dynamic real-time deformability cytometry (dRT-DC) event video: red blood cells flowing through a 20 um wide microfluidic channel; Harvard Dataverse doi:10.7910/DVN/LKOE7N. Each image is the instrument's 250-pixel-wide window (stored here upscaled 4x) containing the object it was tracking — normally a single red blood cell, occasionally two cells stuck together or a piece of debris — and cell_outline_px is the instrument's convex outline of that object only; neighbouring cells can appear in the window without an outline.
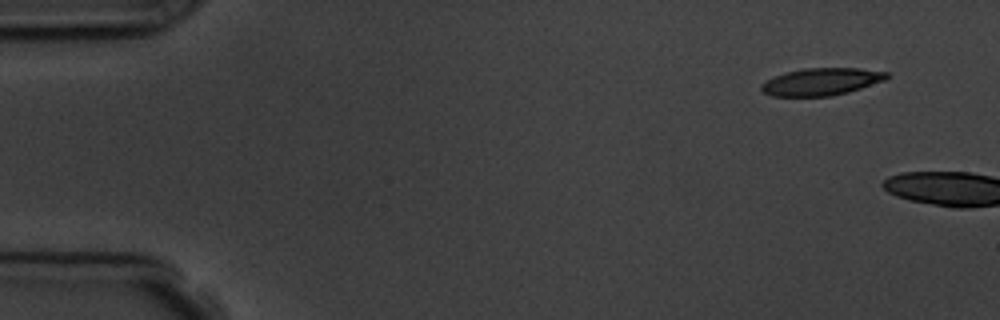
{"species": "common noctule bat (a hibernating species)", "species_latin": "Nyctalus noctula", "temperature_condition": "room temperature", "stored_images_in_passage": 2, "camera_frame_rate_fps": 3000, "um_per_image_px": 0.085, "animal": {"sex": "male", "body_mass_g": 19.5, "forearm_length_mm": 54.6}, "frame": {"image": 1, "passage_image": 1, "time_ms": 0.0, "image_size_px": [1000, 320], "cell_outline_px": [[892, 76], [884, 80], [848, 92], [832, 96], [772, 96], [764, 92], [760, 88], [760, 84], [776, 76], [788, 72], [804, 68], [860, 68], [888, 72]], "centroid_in_image_um": [69.85, 6.94], "position_along_channel_um": 15.1, "area_um2": 19.83}}